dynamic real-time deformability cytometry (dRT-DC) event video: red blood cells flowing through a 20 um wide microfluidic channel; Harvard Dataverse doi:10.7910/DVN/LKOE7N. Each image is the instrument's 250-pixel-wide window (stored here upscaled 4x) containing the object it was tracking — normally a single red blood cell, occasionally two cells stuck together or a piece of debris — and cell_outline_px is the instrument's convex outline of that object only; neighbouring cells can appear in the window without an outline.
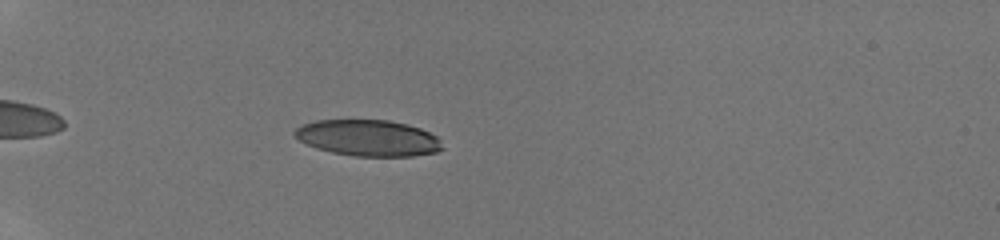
{"species": "human", "species_latin": "Homo sapiens", "temperature_condition": "room temperature", "stored_images_in_passage": 14, "camera_frame_rate_fps": 3000, "um_per_image_px": 0.085, "donor": {"sex": "male"}, "frame": {"image": 1, "passage_image": 6, "time_ms": 2.0, "image_size_px": [1000, 240], "cell_outline_px": [[444, 148], [436, 152], [412, 156], [356, 156], [332, 152], [316, 148], [292, 136], [292, 132], [296, 128], [304, 124], [316, 120], [388, 120], [408, 124], [420, 128], [436, 136], [440, 140]], "centroid_in_image_um": [31.29, 11.72], "position_along_channel_um": 53.7, "area_um2": 31.15}}
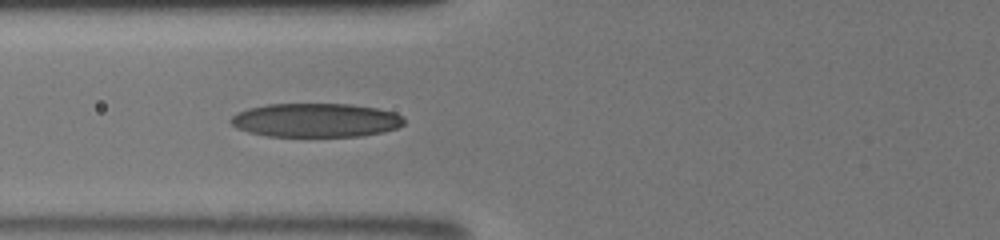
{"frame": {"image": 2, "passage_image": 13, "time_ms": 4.0, "image_size_px": [1000, 240], "cell_outline_px": [[404, 124], [396, 128], [384, 132], [360, 136], [268, 136], [248, 132], [236, 128], [228, 120], [236, 112], [248, 108], [268, 104], [348, 104], [376, 108], [396, 112], [404, 116]], "centroid_in_image_um": [26.84, 10.21], "position_along_channel_um": 99.0, "area_um2": 34.39}}